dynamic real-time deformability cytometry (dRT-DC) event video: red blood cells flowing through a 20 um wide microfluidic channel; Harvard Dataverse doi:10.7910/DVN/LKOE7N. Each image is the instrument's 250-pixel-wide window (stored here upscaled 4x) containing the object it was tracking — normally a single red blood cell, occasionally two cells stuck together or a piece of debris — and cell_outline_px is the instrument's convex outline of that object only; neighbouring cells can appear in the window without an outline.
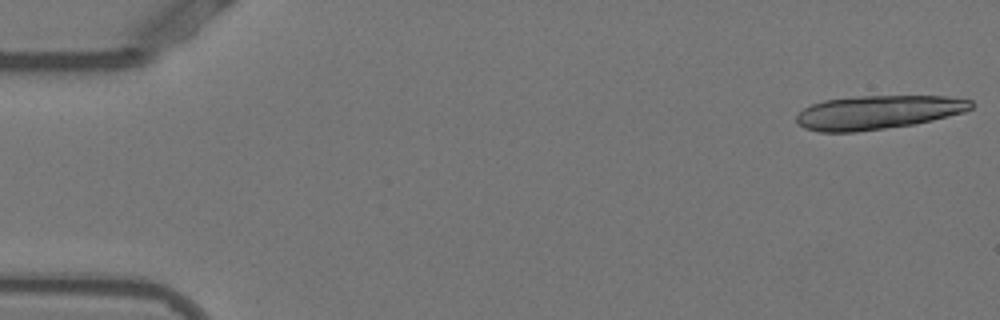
{"species": "Egyptian fruit bat (a non-hibernating species)", "species_latin": "Rousettus aegyptiacus", "temperature_condition": "warm", "stored_images_in_passage": 18, "camera_frame_rate_fps": 3000, "um_per_image_px": 0.085, "animal": {"sex": "female"}, "frame": {"image": 1, "passage_image": 1, "time_ms": 0.0, "image_size_px": [1000, 320], "cell_outline_px": [[972, 108], [964, 112], [916, 124], [856, 132], [820, 132], [804, 128], [796, 120], [796, 116], [804, 108], [812, 104], [824, 100], [856, 96], [944, 96], [972, 100]], "centroid_in_image_um": [74.61, 9.55], "position_along_channel_um": 10.4, "area_um2": 34.33}}